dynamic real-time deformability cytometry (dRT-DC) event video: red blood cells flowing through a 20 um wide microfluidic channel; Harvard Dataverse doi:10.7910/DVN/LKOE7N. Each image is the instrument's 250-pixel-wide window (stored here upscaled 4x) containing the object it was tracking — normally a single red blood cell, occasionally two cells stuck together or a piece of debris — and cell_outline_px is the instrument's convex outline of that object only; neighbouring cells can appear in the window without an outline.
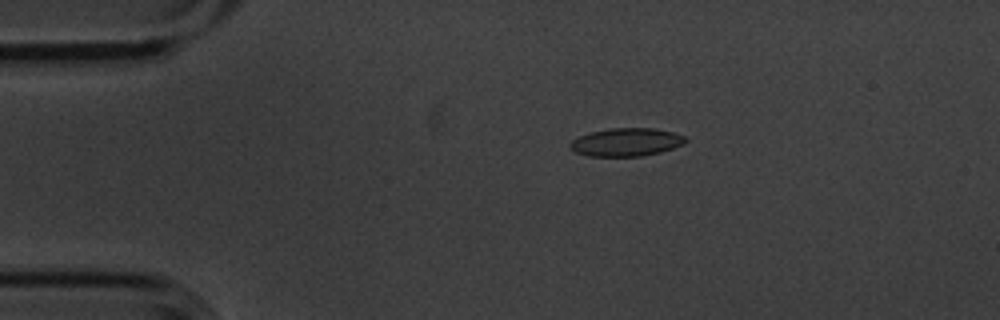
{"species": "common noctule bat (a hibernating species)", "species_latin": "Nyctalus noctula", "temperature_condition": "cold", "stored_images_in_passage": 5, "camera_frame_rate_fps": 3000, "um_per_image_px": 0.085, "animal": {"sex": "male", "body_mass_g": 20.1, "forearm_length_mm": 53.5}, "frame": {"image": 1, "passage_image": 3, "time_ms": 0.667, "image_size_px": [1000, 320], "cell_outline_px": [[688, 140], [684, 144], [660, 152], [640, 156], [588, 156], [576, 152], [568, 144], [572, 140], [580, 136], [592, 132], [608, 128], [656, 128], [672, 132], [684, 136]], "centroid_in_image_um": [53.25, 12.08], "position_along_channel_um": 31.8, "area_um2": 18.79}}
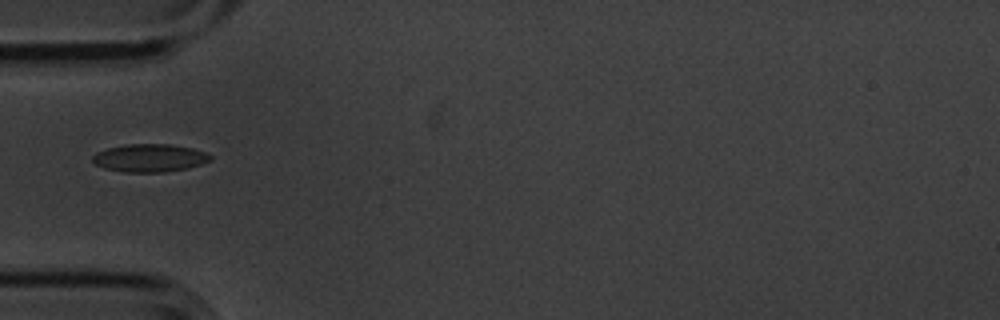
{"frame": {"image": 2, "passage_image": 5, "time_ms": 1.333, "image_size_px": [1000, 320], "cell_outline_px": [[212, 160], [188, 168], [164, 172], [124, 172], [104, 168], [96, 164], [92, 160], [92, 156], [96, 152], [108, 148], [128, 144], [168, 144], [192, 148], [204, 152], [212, 156]], "centroid_in_image_um": [12.71, 13.43], "position_along_channel_um": 72.3, "area_um2": 19.07}}